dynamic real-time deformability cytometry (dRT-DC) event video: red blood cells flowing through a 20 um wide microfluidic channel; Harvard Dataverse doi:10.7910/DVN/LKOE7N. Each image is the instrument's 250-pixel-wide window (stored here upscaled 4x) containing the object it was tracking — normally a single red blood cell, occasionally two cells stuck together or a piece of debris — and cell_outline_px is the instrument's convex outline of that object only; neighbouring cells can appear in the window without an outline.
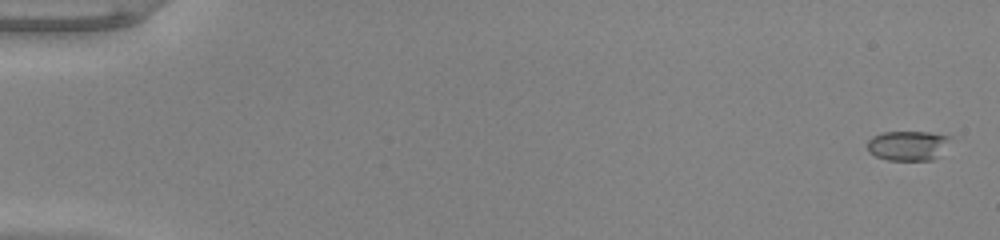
{"species": "common noctule bat (a hibernating species)", "species_latin": "Nyctalus noctula", "temperature_condition": "warm", "stored_images_in_passage": 53, "camera_frame_rate_fps": 3000, "um_per_image_px": 0.085, "animal": {"sex": "male", "body_mass_g": 20.0, "forearm_length_mm": 53.3}, "frame": {"image": 1, "passage_image": 2, "time_ms": 0.333, "image_size_px": [1000, 240], "cell_outline_px": [[952, 136], [936, 156], [932, 160], [888, 160], [876, 156], [868, 152], [868, 140], [872, 136], [884, 132], [932, 132]], "centroid_in_image_um": [77.12, 12.36], "position_along_channel_um": 7.9, "area_um2": 14.16}}
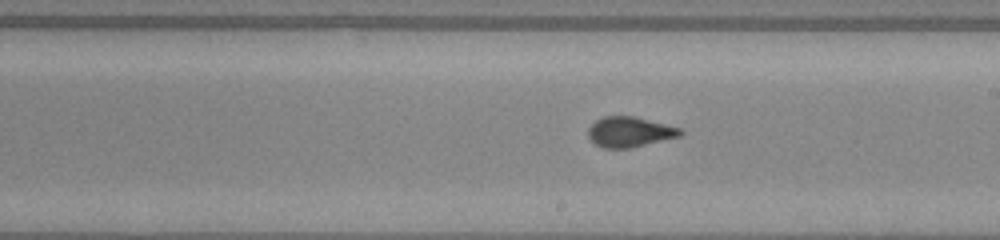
{"frame": {"image": 2, "passage_image": 32, "time_ms": 10.333, "image_size_px": [1000, 240], "cell_outline_px": [[684, 132], [680, 136], [628, 148], [604, 148], [596, 144], [588, 136], [588, 128], [596, 120], [604, 116], [636, 116], [680, 128]], "centroid_in_image_um": [53.51, 11.2], "position_along_channel_um": 235.5, "area_um2": 16.07}}
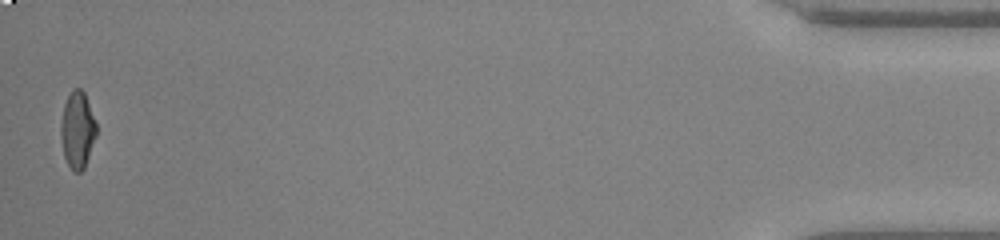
{"frame": {"image": 3, "passage_image": 53, "time_ms": 17.333, "image_size_px": [1000, 240], "cell_outline_px": [[96, 136], [84, 168], [80, 172], [72, 172], [64, 156], [60, 136], [60, 124], [64, 104], [72, 88], [80, 88], [84, 92], [96, 124]], "centroid_in_image_um": [6.56, 11.05], "position_along_channel_um": 428.6, "area_um2": 15.84}, "authors_computed_cell_mechanics": {"area_um2": 16.184, "velocity_mm_per_s": 4.0067, "shape_relaxation_time_tau1_ms": 6.0995, "shape_relaxation_time_tau2_ms": null, "deformation_change_tau1": 0.2181, "deformation_change_tau2": null}}